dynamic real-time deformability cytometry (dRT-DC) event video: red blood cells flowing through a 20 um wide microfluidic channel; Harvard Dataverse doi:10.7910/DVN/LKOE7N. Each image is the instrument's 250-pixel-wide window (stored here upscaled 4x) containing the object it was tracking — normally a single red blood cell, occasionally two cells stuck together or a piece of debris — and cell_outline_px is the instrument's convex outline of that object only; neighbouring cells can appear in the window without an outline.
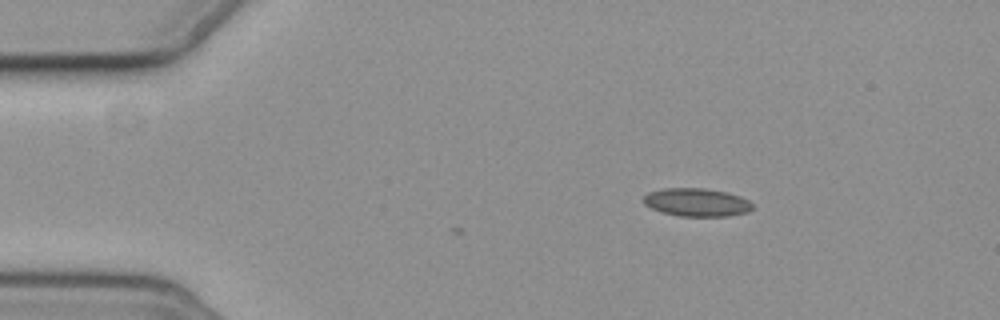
{"species": "common noctule bat (a hibernating species)", "species_latin": "Nyctalus noctula", "temperature_condition": "cold", "stored_images_in_passage": 2, "camera_frame_rate_fps": 3000, "um_per_image_px": 0.085, "animal": {"sex": "female", "body_mass_g": 19.3, "forearm_length_mm": 54.1}, "frame": {"image": 1, "passage_image": 2, "time_ms": 1.333, "image_size_px": [1000, 320], "cell_outline_px": [[752, 208], [748, 212], [728, 216], [680, 216], [664, 212], [652, 208], [644, 204], [644, 196], [648, 192], [664, 188], [704, 188], [728, 192], [740, 196], [748, 200], [752, 204]], "centroid_in_image_um": [59.24, 17.19], "position_along_channel_um": 25.8, "area_um2": 17.8}}